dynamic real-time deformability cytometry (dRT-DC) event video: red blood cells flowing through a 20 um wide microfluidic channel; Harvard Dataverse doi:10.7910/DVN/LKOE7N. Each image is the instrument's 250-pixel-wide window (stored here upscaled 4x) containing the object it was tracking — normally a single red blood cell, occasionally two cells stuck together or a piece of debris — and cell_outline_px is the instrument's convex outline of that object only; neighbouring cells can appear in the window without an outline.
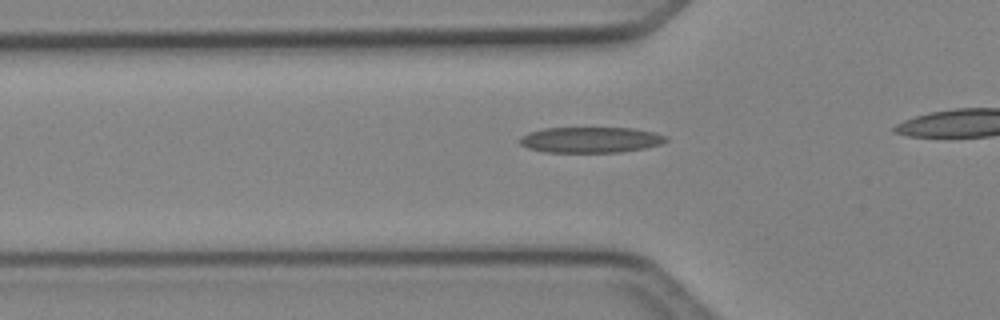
{"species": "Egyptian fruit bat (a non-hibernating species)", "species_latin": "Rousettus aegyptiacus", "temperature_condition": "cold", "stored_images_in_passage": 29, "camera_frame_rate_fps": 3000, "um_per_image_px": 0.085, "animal": {"sex": "female"}, "frame": {"image": 1, "passage_image": 6, "time_ms": 1.667, "image_size_px": [1000, 320], "cell_outline_px": [[668, 140], [660, 144], [644, 148], [620, 152], [544, 152], [528, 148], [520, 144], [516, 140], [520, 136], [528, 132], [544, 128], [632, 128], [656, 132], [668, 136]], "centroid_in_image_um": [50.17, 11.88], "position_along_channel_um": 75.6, "area_um2": 22.14}}
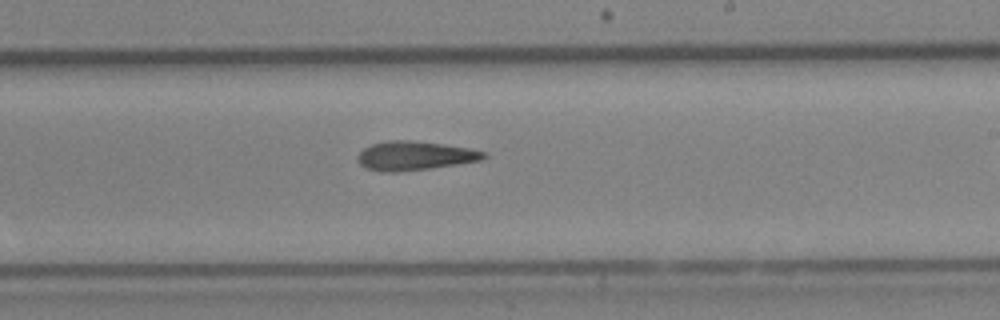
{"frame": {"image": 2, "passage_image": 19, "time_ms": 6.0, "image_size_px": [1000, 320], "cell_outline_px": [[488, 156], [480, 160], [456, 164], [428, 168], [396, 172], [380, 172], [368, 168], [360, 164], [356, 156], [364, 148], [372, 144], [388, 140], [408, 140], [444, 144], [468, 148], [488, 152]], "centroid_in_image_um": [35.24, 13.23], "position_along_channel_um": 253.8, "area_um2": 21.15}}
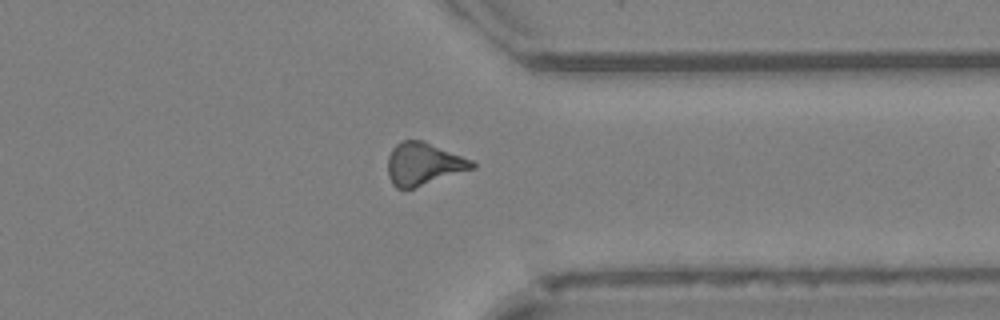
{"frame": {"image": 3, "passage_image": 28, "time_ms": 9.0, "image_size_px": [1000, 320], "cell_outline_px": [[476, 168], [412, 188], [396, 188], [392, 184], [388, 176], [388, 156], [392, 148], [396, 144], [404, 140], [424, 140], [472, 160], [476, 164]], "centroid_in_image_um": [36.0, 13.92], "position_along_channel_um": 375.4, "area_um2": 20.87}}